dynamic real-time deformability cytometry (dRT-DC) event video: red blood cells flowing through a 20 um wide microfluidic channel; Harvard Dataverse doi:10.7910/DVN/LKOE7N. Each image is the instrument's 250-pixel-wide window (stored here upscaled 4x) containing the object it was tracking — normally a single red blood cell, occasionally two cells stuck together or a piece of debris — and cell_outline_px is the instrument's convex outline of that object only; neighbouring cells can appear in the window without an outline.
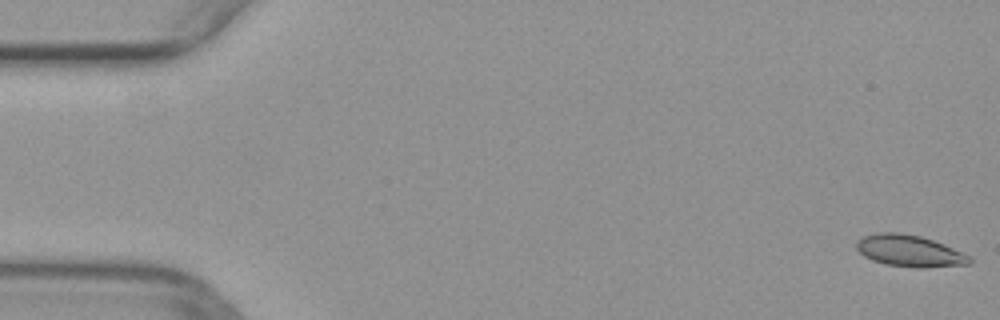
{"species": "common noctule bat (a hibernating species)", "species_latin": "Nyctalus noctula", "temperature_condition": "warm", "stored_images_in_passage": 50, "camera_frame_rate_fps": 3000, "um_per_image_px": 0.085, "animal": {"sex": "female", "body_mass_g": 29.2, "forearm_length_mm": 56.3}, "frame": {"image": 1, "passage_image": 1, "time_ms": 0.0, "image_size_px": [1000, 320], "cell_outline_px": [[972, 264], [920, 268], [916, 268], [888, 264], [872, 260], [864, 256], [856, 248], [856, 240], [864, 236], [876, 232], [900, 232], [920, 236], [944, 244], [972, 256]], "centroid_in_image_um": [77.33, 21.32], "position_along_channel_um": 7.7, "area_um2": 20.98}}
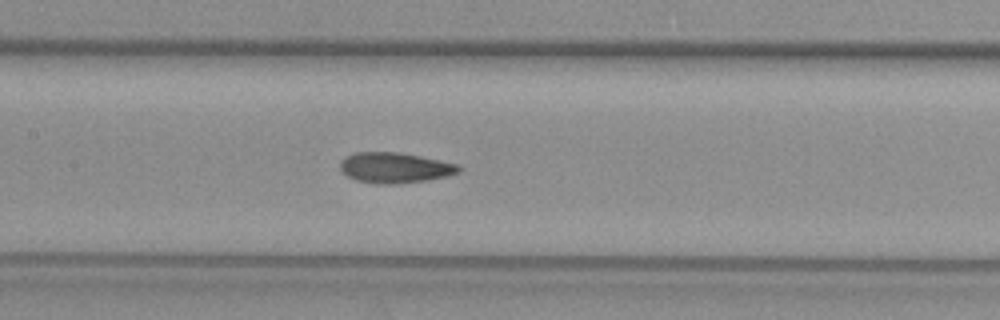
{"frame": {"image": 2, "passage_image": 24, "time_ms": 7.667, "image_size_px": [1000, 320], "cell_outline_px": [[464, 168], [460, 172], [448, 176], [428, 180], [400, 184], [380, 184], [356, 180], [348, 176], [340, 168], [340, 160], [344, 156], [352, 152], [400, 152], [460, 164]], "centroid_in_image_um": [33.6, 14.25], "position_along_channel_um": 173.8, "area_um2": 21.44}}
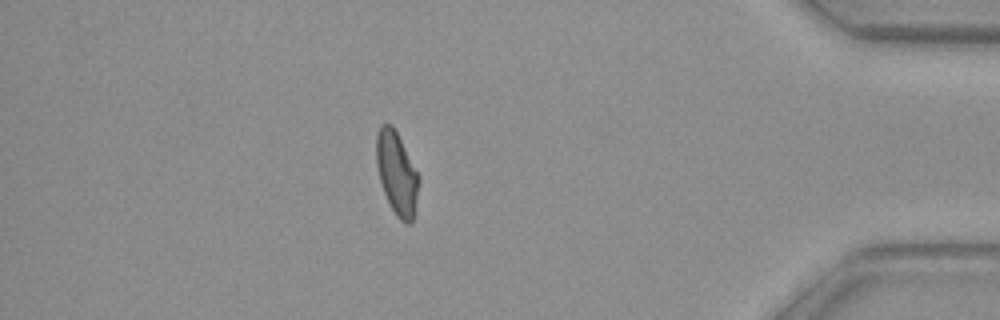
{"frame": {"image": 3, "passage_image": 44, "time_ms": 14.333, "image_size_px": [1000, 320], "cell_outline_px": [[420, 180], [416, 212], [412, 224], [404, 224], [396, 216], [384, 192], [380, 180], [376, 164], [376, 132], [380, 124], [392, 124], [420, 176]], "centroid_in_image_um": [33.75, 14.76], "position_along_channel_um": 401.5, "area_um2": 20.87}}